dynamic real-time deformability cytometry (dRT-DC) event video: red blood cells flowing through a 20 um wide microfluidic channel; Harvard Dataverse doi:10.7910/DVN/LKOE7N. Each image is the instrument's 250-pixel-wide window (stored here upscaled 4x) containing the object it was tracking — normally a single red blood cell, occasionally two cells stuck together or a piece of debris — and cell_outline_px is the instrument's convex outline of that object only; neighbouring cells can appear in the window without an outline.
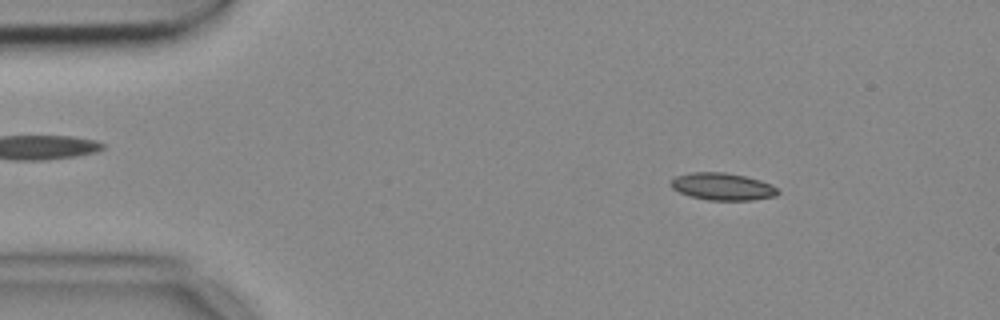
{"species": "common noctule bat (a hibernating species)", "species_latin": "Nyctalus noctula", "temperature_condition": "cold", "stored_images_in_passage": 53, "camera_frame_rate_fps": 3000, "um_per_image_px": 0.085, "animal": {"sex": "female", "body_mass_g": 18.4}, "frame": {"image": 1, "passage_image": 7, "time_ms": 2.0, "image_size_px": [1000, 320], "cell_outline_px": [[780, 192], [776, 196], [752, 200], [708, 200], [688, 196], [672, 188], [668, 184], [676, 176], [692, 172], [724, 172], [744, 176], [760, 180], [776, 188]], "centroid_in_image_um": [61.38, 15.86], "position_along_channel_um": 23.6, "area_um2": 16.94}}
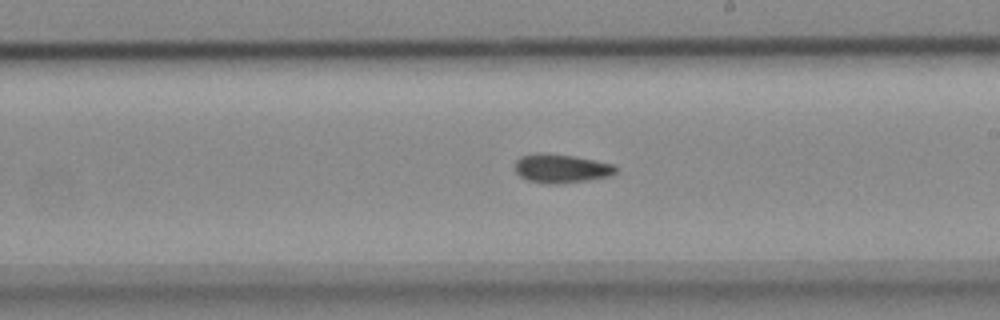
{"frame": {"image": 2, "passage_image": 30, "time_ms": 9.667, "image_size_px": [1000, 320], "cell_outline_px": [[616, 172], [612, 176], [588, 180], [560, 184], [544, 184], [528, 180], [520, 176], [516, 172], [516, 160], [520, 156], [572, 156], [612, 164], [616, 168]], "centroid_in_image_um": [47.75, 14.39], "position_along_channel_um": 241.3, "area_um2": 16.13}}
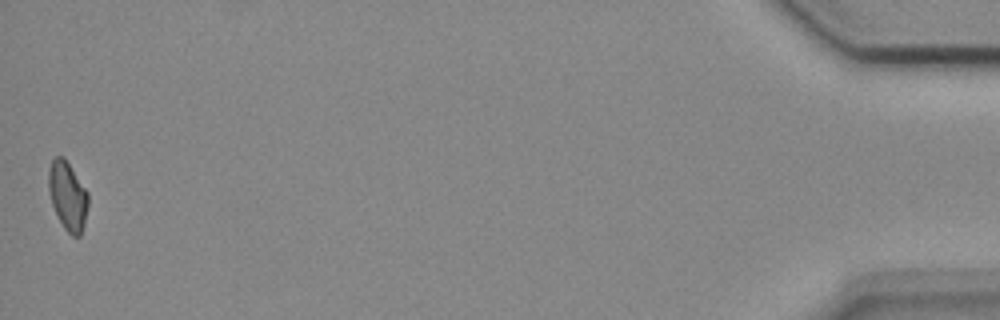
{"frame": {"image": 3, "passage_image": 53, "time_ms": 17.333, "image_size_px": [1000, 320], "cell_outline_px": [[88, 204], [84, 224], [80, 236], [72, 236], [64, 228], [52, 204], [48, 192], [48, 168], [52, 160], [56, 156], [64, 156], [88, 192]], "centroid_in_image_um": [5.74, 16.62], "position_along_channel_um": 429.5, "area_um2": 15.84}, "authors_computed_cell_mechanics": {"area_um2": 16.4152, "velocity_mm_per_s": 3.7109, "shape_relaxation_time_tau1_ms": null, "shape_relaxation_time_tau2_ms": 7.3476, "deformation_change_tau1": null, "deformation_change_tau2": 0.1327}}